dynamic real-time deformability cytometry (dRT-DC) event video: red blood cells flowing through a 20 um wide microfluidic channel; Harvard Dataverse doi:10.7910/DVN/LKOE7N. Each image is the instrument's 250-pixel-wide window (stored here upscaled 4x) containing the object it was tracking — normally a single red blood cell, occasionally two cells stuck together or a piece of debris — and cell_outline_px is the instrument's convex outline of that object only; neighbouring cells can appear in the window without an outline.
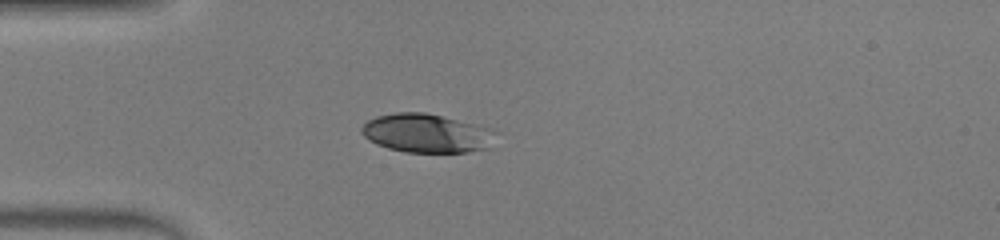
{"species": "human", "species_latin": "Homo sapiens", "temperature_condition": "warm", "stored_images_in_passage": 35, "camera_frame_rate_fps": 3000, "um_per_image_px": 0.085, "donor": {"sex": "male"}, "frame": {"image": 1, "passage_image": 1, "time_ms": 0.0, "image_size_px": [1000, 240], "cell_outline_px": [[496, 132], [488, 148], [468, 152], [404, 152], [388, 148], [376, 144], [368, 140], [360, 132], [360, 128], [368, 120], [376, 116], [396, 112], [424, 112], [484, 124], [496, 128]], "centroid_in_image_um": [36.3, 11.31], "position_along_channel_um": 48.7, "area_um2": 30.92}}
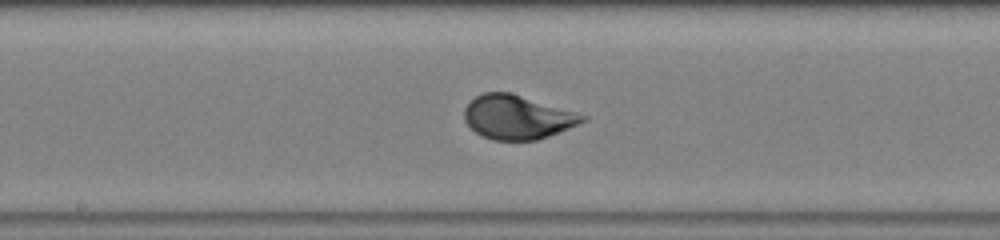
{"frame": {"image": 2, "passage_image": 13, "time_ms": 4.0, "image_size_px": [1000, 240], "cell_outline_px": [[588, 120], [548, 136], [536, 140], [492, 140], [476, 132], [464, 120], [464, 108], [476, 96], [484, 92], [508, 92], [576, 112], [588, 116]], "centroid_in_image_um": [43.97, 9.96], "position_along_channel_um": 204.2, "area_um2": 29.88}}
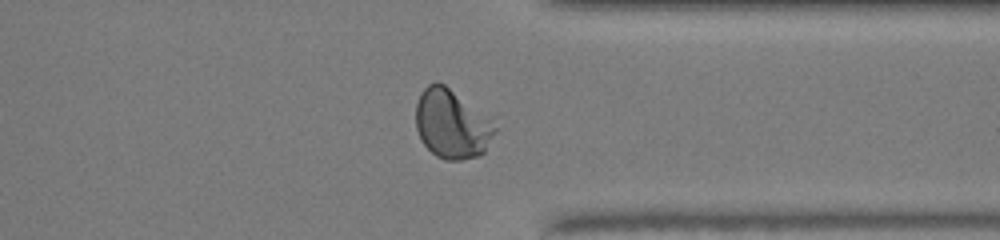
{"frame": {"image": 3, "passage_image": 25, "time_ms": 8.0, "image_size_px": [1000, 240], "cell_outline_px": [[500, 128], [484, 152], [480, 156], [460, 160], [444, 160], [436, 156], [420, 140], [416, 128], [416, 104], [420, 92], [428, 84], [436, 80], [444, 84]], "centroid_in_image_um": [38.39, 10.57], "position_along_channel_um": 373.0, "area_um2": 31.79}, "authors_computed_cell_mechanics": {"area_um2": 30.2294, "velocity_mm_per_s": 4.2848, "shape_relaxation_time_tau1_ms": 3.8262, "shape_relaxation_time_tau2_ms": null, "deformation_change_tau1": 0.2008, "deformation_change_tau2": null}}